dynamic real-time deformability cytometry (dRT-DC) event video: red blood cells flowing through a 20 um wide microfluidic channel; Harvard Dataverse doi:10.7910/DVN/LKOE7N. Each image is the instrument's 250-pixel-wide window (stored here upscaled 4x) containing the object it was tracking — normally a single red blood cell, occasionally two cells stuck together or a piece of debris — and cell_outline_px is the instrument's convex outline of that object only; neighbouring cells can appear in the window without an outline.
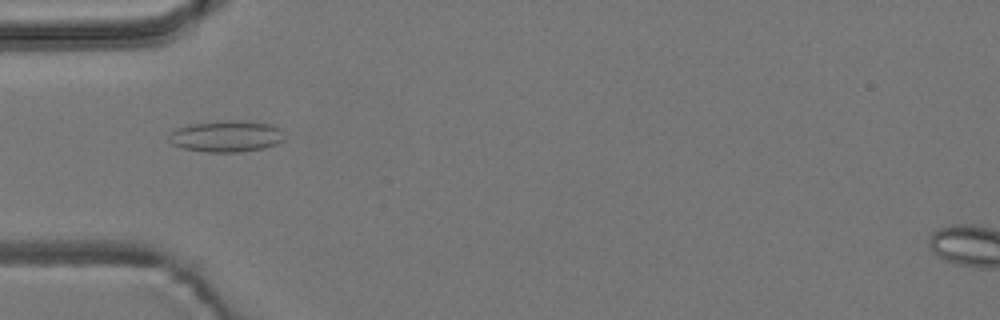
{"species": "common noctule bat (a hibernating species)", "species_latin": "Nyctalus noctula", "temperature_condition": "room temperature", "stored_images_in_passage": 40, "camera_frame_rate_fps": 3000, "um_per_image_px": 0.085, "animal": {"sex": "male", "body_mass_g": 19.2, "forearm_length_mm": 51.8}, "frame": {"image": 1, "passage_image": 2, "time_ms": 0.333, "image_size_px": [1000, 320], "cell_outline_px": [[284, 140], [276, 144], [264, 148], [240, 152], [204, 152], [184, 148], [172, 144], [168, 140], [168, 136], [176, 128], [188, 124], [228, 120], [252, 120], [272, 124], [280, 128]], "centroid_in_image_um": [19.25, 11.57], "position_along_channel_um": 65.7, "area_um2": 21.44}}
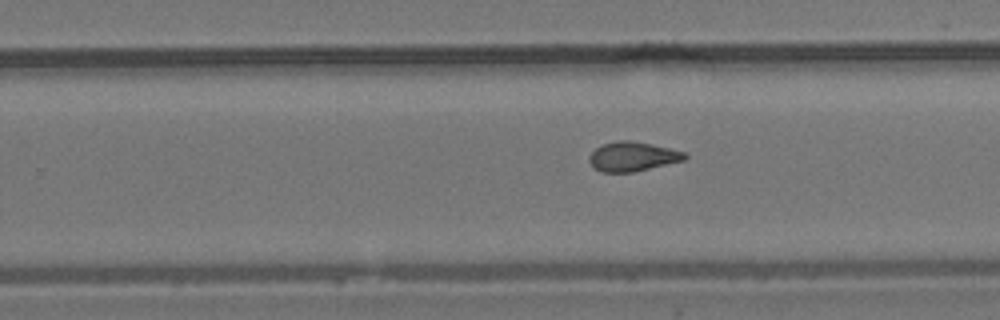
{"frame": {"image": 2, "passage_image": 19, "time_ms": 6.0, "image_size_px": [1000, 320], "cell_outline_px": [[688, 156], [684, 160], [632, 172], [600, 172], [588, 160], [588, 156], [600, 144], [616, 140], [628, 140], [652, 144], [684, 152]], "centroid_in_image_um": [53.73, 13.29], "position_along_channel_um": 276.1, "area_um2": 16.24}}
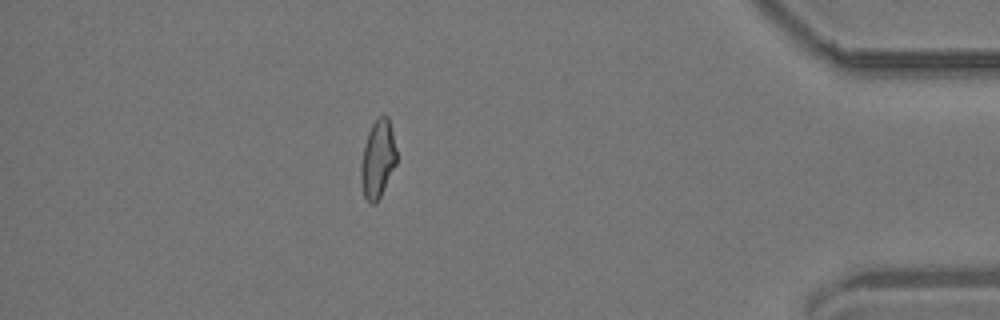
{"frame": {"image": 3, "passage_image": 33, "time_ms": 10.667, "image_size_px": [1000, 320], "cell_outline_px": [[396, 164], [380, 196], [372, 204], [368, 204], [364, 196], [360, 180], [360, 164], [364, 144], [368, 132], [372, 124], [380, 116], [388, 116], [396, 148]], "centroid_in_image_um": [32.08, 13.53], "position_along_channel_um": 403.1, "area_um2": 16.07}, "authors_computed_cell_mechanics": {"area_um2": 16.5019, "velocity_mm_per_s": 3.7105, "shape_relaxation_time_tau1_ms": null, "shape_relaxation_time_tau2_ms": 2.1955, "deformation_change_tau1": null, "deformation_change_tau2": 0.0937}}